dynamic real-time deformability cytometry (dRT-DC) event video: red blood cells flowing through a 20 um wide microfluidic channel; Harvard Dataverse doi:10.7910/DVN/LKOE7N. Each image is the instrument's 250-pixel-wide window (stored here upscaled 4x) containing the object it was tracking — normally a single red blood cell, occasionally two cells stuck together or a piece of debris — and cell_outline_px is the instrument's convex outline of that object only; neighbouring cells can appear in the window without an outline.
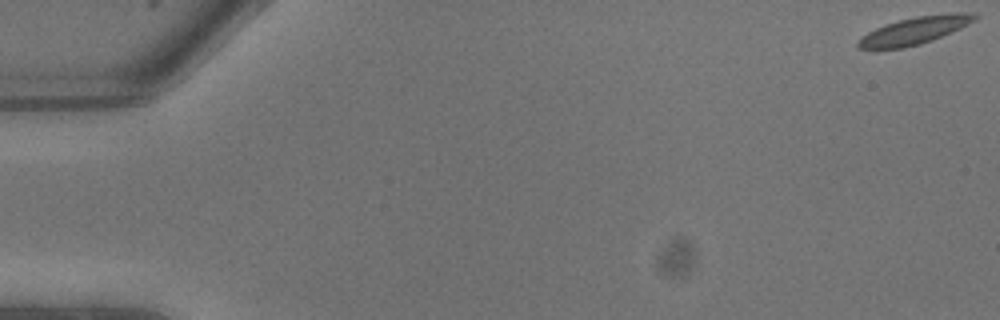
{"species": "common noctule bat (a hibernating species)", "species_latin": "Nyctalus noctula", "temperature_condition": "warm", "stored_images_in_passage": 11, "camera_frame_rate_fps": 3000, "um_per_image_px": 0.085, "animal": {"sex": "male", "body_mass_g": 13.3}, "frame": {"image": 1, "passage_image": 1, "time_ms": 0.0, "image_size_px": [1000, 320], "cell_outline_px": [[980, 16], [960, 28], [932, 40], [920, 44], [904, 48], [860, 48], [856, 44], [860, 36], [884, 24], [916, 16], [956, 12], [976, 12]], "centroid_in_image_um": [77.76, 2.58], "position_along_channel_um": 7.2, "area_um2": 18.44}}
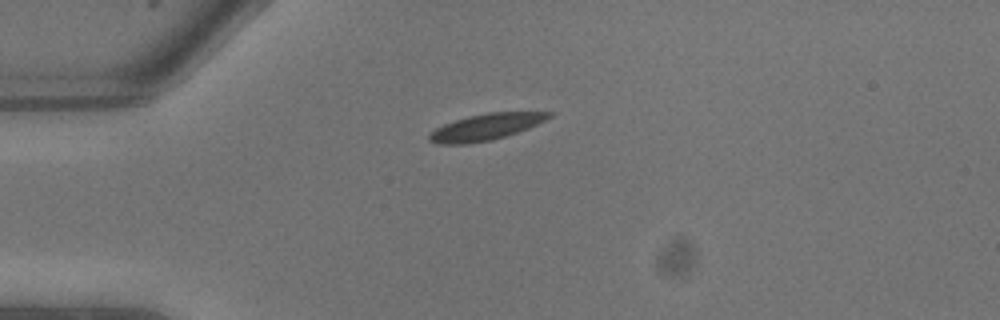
{"frame": {"image": 2, "passage_image": 7, "time_ms": 2.0, "image_size_px": [1000, 320], "cell_outline_px": [[556, 112], [552, 116], [528, 128], [492, 140], [468, 144], [436, 144], [428, 140], [428, 136], [436, 128], [444, 124], [468, 116], [488, 112]], "centroid_in_image_um": [41.27, 10.79], "position_along_channel_um": 43.7, "area_um2": 18.21}}
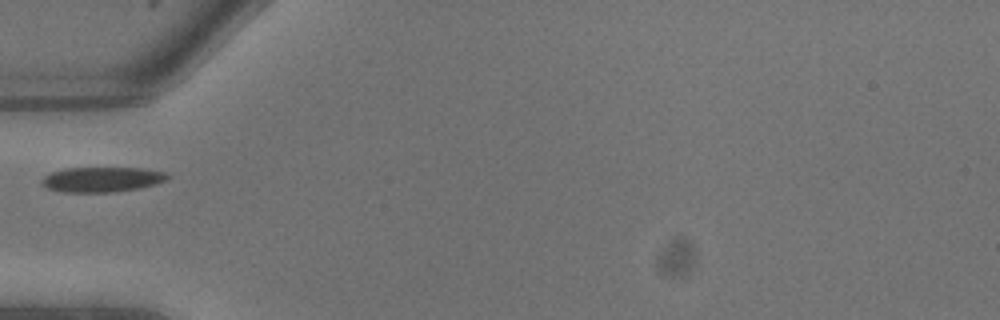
{"frame": {"image": 3, "passage_image": 9, "time_ms": 2.667, "image_size_px": [1000, 320], "cell_outline_px": [[172, 176], [168, 180], [156, 184], [140, 188], [112, 192], [64, 192], [48, 188], [40, 184], [40, 180], [44, 176], [52, 172], [64, 168], [140, 168], [164, 172]], "centroid_in_image_um": [8.68, 15.25], "position_along_channel_um": 76.3, "area_um2": 18.44}}